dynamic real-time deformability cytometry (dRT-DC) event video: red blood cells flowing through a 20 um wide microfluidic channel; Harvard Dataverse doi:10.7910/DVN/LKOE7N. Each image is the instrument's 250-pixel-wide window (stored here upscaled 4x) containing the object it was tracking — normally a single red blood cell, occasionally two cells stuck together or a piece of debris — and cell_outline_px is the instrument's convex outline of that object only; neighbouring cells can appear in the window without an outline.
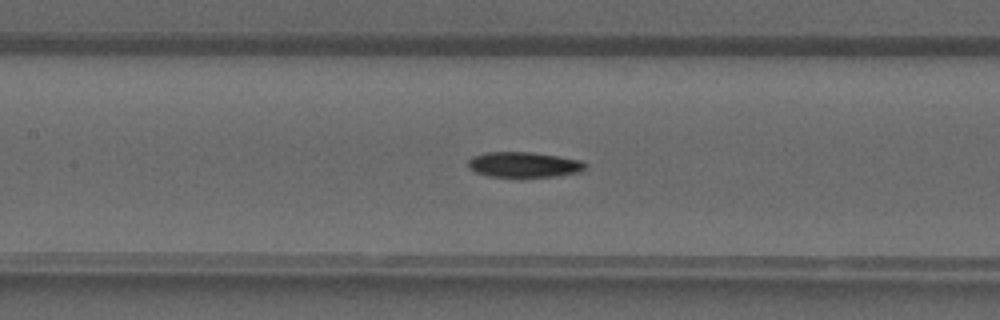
{"species": "common noctule bat (a hibernating species)", "species_latin": "Nyctalus noctula", "temperature_condition": "warm", "stored_images_in_passage": 23, "camera_frame_rate_fps": 3000, "um_per_image_px": 0.085, "animal": {"sex": "male", "forearm_length_mm": 52.5}, "frame": {"image": 1, "passage_image": 6, "time_ms": 1.667, "image_size_px": [1000, 320], "cell_outline_px": [[588, 168], [580, 172], [556, 176], [488, 176], [476, 172], [468, 168], [468, 160], [472, 156], [484, 152], [528, 152], [584, 160]], "centroid_in_image_um": [44.54, 13.98], "position_along_channel_um": 162.9, "area_um2": 17.28}}
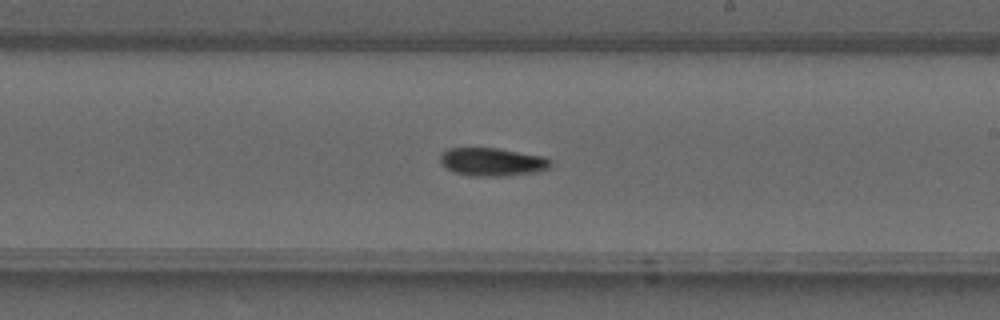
{"frame": {"image": 2, "passage_image": 11, "time_ms": 3.333, "image_size_px": [1000, 320], "cell_outline_px": [[552, 164], [548, 168], [540, 172], [500, 176], [476, 176], [456, 172], [448, 168], [440, 160], [440, 156], [448, 148], [496, 148], [544, 156], [552, 160]], "centroid_in_image_um": [41.92, 13.76], "position_along_channel_um": 247.1, "area_um2": 17.92}}
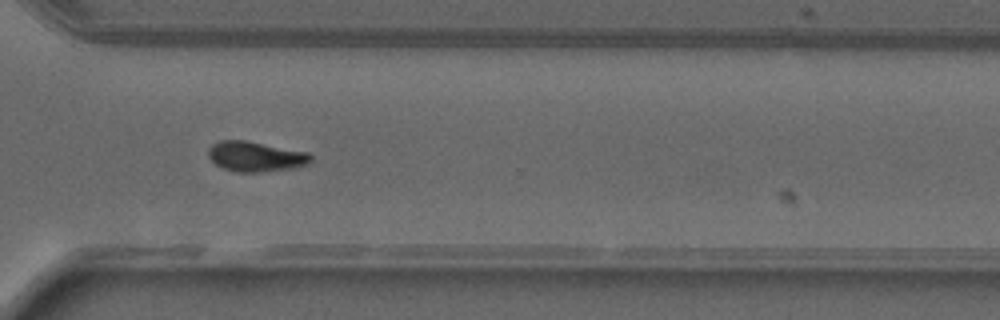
{"frame": {"image": 3, "passage_image": 17, "time_ms": 5.333, "image_size_px": [1000, 320], "cell_outline_px": [[312, 160], [308, 164], [292, 168], [260, 172], [236, 172], [224, 168], [216, 164], [208, 156], [208, 148], [212, 144], [220, 140], [248, 140], [308, 152], [312, 156]], "centroid_in_image_um": [21.73, 13.29], "position_along_channel_um": 348.9, "area_um2": 18.09}}